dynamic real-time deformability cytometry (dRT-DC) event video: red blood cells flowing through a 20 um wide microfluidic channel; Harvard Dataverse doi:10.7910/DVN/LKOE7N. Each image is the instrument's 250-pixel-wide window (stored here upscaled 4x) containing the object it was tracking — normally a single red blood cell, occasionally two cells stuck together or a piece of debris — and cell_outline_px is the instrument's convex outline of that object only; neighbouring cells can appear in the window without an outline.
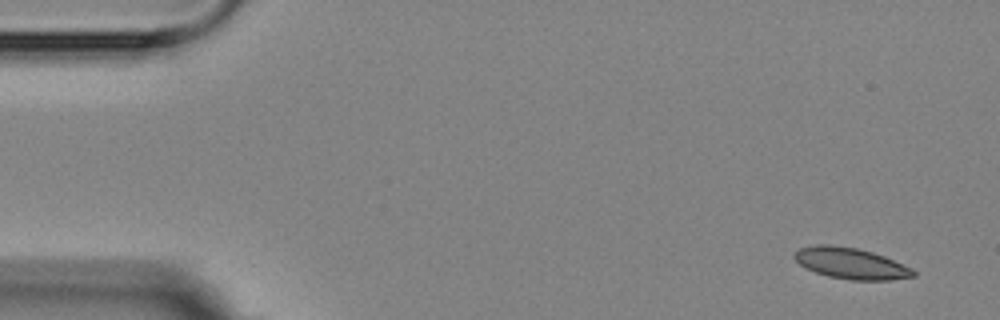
{"species": "Egyptian fruit bat (a non-hibernating species)", "species_latin": "Rousettus aegyptiacus", "temperature_condition": "room temperature", "stored_images_in_passage": 5, "camera_frame_rate_fps": 3000, "um_per_image_px": 0.085, "animal": {"sex": "female"}, "frame": {"image": 1, "passage_image": 1, "time_ms": 0.0, "image_size_px": [1000, 320], "cell_outline_px": [[916, 276], [888, 280], [852, 280], [828, 276], [816, 272], [800, 264], [792, 256], [800, 248], [816, 244], [832, 244], [856, 248], [872, 252], [884, 256], [912, 268], [916, 272]], "centroid_in_image_um": [72.33, 22.38], "position_along_channel_um": 12.7, "area_um2": 21.44}}